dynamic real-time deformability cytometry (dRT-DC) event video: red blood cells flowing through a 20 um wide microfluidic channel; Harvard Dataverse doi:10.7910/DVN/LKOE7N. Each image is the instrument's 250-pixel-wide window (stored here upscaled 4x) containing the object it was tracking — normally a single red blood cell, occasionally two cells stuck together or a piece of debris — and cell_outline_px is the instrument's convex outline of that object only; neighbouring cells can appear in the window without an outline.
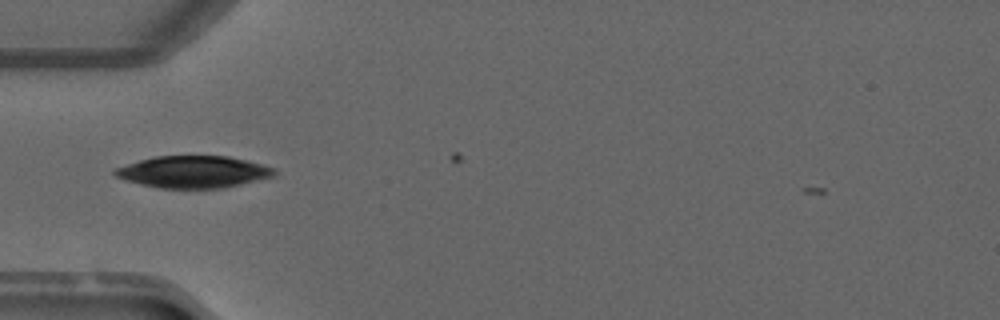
{"species": "common noctule bat (a hibernating species)", "species_latin": "Nyctalus noctula", "temperature_condition": "warm", "stored_images_in_passage": 4, "camera_frame_rate_fps": 3000, "um_per_image_px": 0.085, "animal": {"sex": "male", "forearm_length_mm": 52.5}, "frame": {"image": 1, "passage_image": 1, "time_ms": 0.0, "image_size_px": [1000, 320], "cell_outline_px": [[276, 176], [224, 188], [156, 188], [124, 180], [116, 176], [112, 172], [116, 168], [140, 160], [156, 156], [228, 156], [276, 168]], "centroid_in_image_um": [16.45, 14.62], "position_along_channel_um": 68.6, "area_um2": 29.65}}